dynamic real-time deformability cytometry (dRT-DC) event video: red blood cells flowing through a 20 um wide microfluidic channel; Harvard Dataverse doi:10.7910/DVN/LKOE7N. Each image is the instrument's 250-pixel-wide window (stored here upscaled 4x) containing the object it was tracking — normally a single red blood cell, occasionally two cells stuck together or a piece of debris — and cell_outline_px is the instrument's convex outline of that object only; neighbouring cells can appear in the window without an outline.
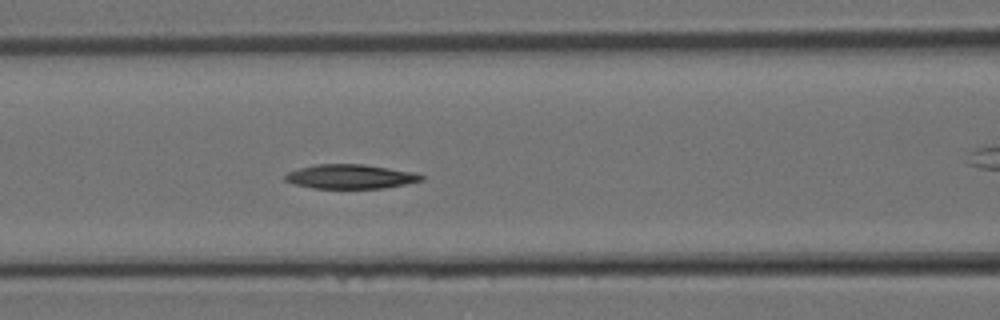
{"species": "Egyptian fruit bat (a non-hibernating species)", "species_latin": "Rousettus aegyptiacus", "temperature_condition": "room temperature", "stored_images_in_passage": 7, "camera_frame_rate_fps": 3000, "um_per_image_px": 0.085, "animal": {"sex": "female"}, "frame": {"image": 1, "passage_image": 6, "time_ms": 1.667, "image_size_px": [1000, 320], "cell_outline_px": [[424, 180], [384, 188], [312, 188], [296, 184], [284, 180], [284, 176], [288, 172], [300, 168], [316, 164], [364, 164], [412, 172], [424, 176]], "centroid_in_image_um": [29.77, 15.01], "position_along_channel_um": 136.8, "area_um2": 19.07}}